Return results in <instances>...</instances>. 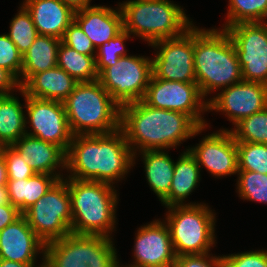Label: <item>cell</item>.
<instances>
[{"label":"cell","mask_w":267,"mask_h":267,"mask_svg":"<svg viewBox=\"0 0 267 267\" xmlns=\"http://www.w3.org/2000/svg\"><path fill=\"white\" fill-rule=\"evenodd\" d=\"M152 58L127 55L98 75V81L120 105L143 100L152 77Z\"/></svg>","instance_id":"30bf717a"},{"label":"cell","mask_w":267,"mask_h":267,"mask_svg":"<svg viewBox=\"0 0 267 267\" xmlns=\"http://www.w3.org/2000/svg\"><path fill=\"white\" fill-rule=\"evenodd\" d=\"M0 151L6 164L8 180L27 179L35 174V171L12 146H1Z\"/></svg>","instance_id":"e575fe53"},{"label":"cell","mask_w":267,"mask_h":267,"mask_svg":"<svg viewBox=\"0 0 267 267\" xmlns=\"http://www.w3.org/2000/svg\"><path fill=\"white\" fill-rule=\"evenodd\" d=\"M11 146L35 173L53 175L59 180L65 177L60 172L66 170V152L60 146L28 134L23 135Z\"/></svg>","instance_id":"d6986e66"},{"label":"cell","mask_w":267,"mask_h":267,"mask_svg":"<svg viewBox=\"0 0 267 267\" xmlns=\"http://www.w3.org/2000/svg\"><path fill=\"white\" fill-rule=\"evenodd\" d=\"M238 170L267 174V144L236 142Z\"/></svg>","instance_id":"d6a6232c"},{"label":"cell","mask_w":267,"mask_h":267,"mask_svg":"<svg viewBox=\"0 0 267 267\" xmlns=\"http://www.w3.org/2000/svg\"><path fill=\"white\" fill-rule=\"evenodd\" d=\"M225 30L237 53L242 79L267 85V22L238 23Z\"/></svg>","instance_id":"7c38bea8"},{"label":"cell","mask_w":267,"mask_h":267,"mask_svg":"<svg viewBox=\"0 0 267 267\" xmlns=\"http://www.w3.org/2000/svg\"><path fill=\"white\" fill-rule=\"evenodd\" d=\"M4 204H11L8 199L7 187H0V206Z\"/></svg>","instance_id":"f6af8a7d"},{"label":"cell","mask_w":267,"mask_h":267,"mask_svg":"<svg viewBox=\"0 0 267 267\" xmlns=\"http://www.w3.org/2000/svg\"><path fill=\"white\" fill-rule=\"evenodd\" d=\"M8 181L6 164L2 152L0 151V187L6 186Z\"/></svg>","instance_id":"ee69618b"},{"label":"cell","mask_w":267,"mask_h":267,"mask_svg":"<svg viewBox=\"0 0 267 267\" xmlns=\"http://www.w3.org/2000/svg\"><path fill=\"white\" fill-rule=\"evenodd\" d=\"M237 177L238 197L267 205V174L238 170Z\"/></svg>","instance_id":"1f68e13d"},{"label":"cell","mask_w":267,"mask_h":267,"mask_svg":"<svg viewBox=\"0 0 267 267\" xmlns=\"http://www.w3.org/2000/svg\"><path fill=\"white\" fill-rule=\"evenodd\" d=\"M22 215L45 244L72 233L68 178L58 180Z\"/></svg>","instance_id":"9c48e42d"},{"label":"cell","mask_w":267,"mask_h":267,"mask_svg":"<svg viewBox=\"0 0 267 267\" xmlns=\"http://www.w3.org/2000/svg\"><path fill=\"white\" fill-rule=\"evenodd\" d=\"M230 131L236 142L267 144V107L242 119Z\"/></svg>","instance_id":"f546056e"},{"label":"cell","mask_w":267,"mask_h":267,"mask_svg":"<svg viewBox=\"0 0 267 267\" xmlns=\"http://www.w3.org/2000/svg\"><path fill=\"white\" fill-rule=\"evenodd\" d=\"M58 180L57 177L45 173H35L22 180H8L6 187L9 202L23 214Z\"/></svg>","instance_id":"484cf974"},{"label":"cell","mask_w":267,"mask_h":267,"mask_svg":"<svg viewBox=\"0 0 267 267\" xmlns=\"http://www.w3.org/2000/svg\"><path fill=\"white\" fill-rule=\"evenodd\" d=\"M21 90L19 79L9 70L0 67V95L13 94Z\"/></svg>","instance_id":"ab89813d"},{"label":"cell","mask_w":267,"mask_h":267,"mask_svg":"<svg viewBox=\"0 0 267 267\" xmlns=\"http://www.w3.org/2000/svg\"><path fill=\"white\" fill-rule=\"evenodd\" d=\"M143 101L153 108L185 113L199 127L208 126L203 116L208 111V101L201 94L197 83L169 81L152 76Z\"/></svg>","instance_id":"8fae6325"},{"label":"cell","mask_w":267,"mask_h":267,"mask_svg":"<svg viewBox=\"0 0 267 267\" xmlns=\"http://www.w3.org/2000/svg\"><path fill=\"white\" fill-rule=\"evenodd\" d=\"M77 81L59 66L32 75L21 89L27 96L63 102L74 90Z\"/></svg>","instance_id":"7402d4cb"},{"label":"cell","mask_w":267,"mask_h":267,"mask_svg":"<svg viewBox=\"0 0 267 267\" xmlns=\"http://www.w3.org/2000/svg\"><path fill=\"white\" fill-rule=\"evenodd\" d=\"M71 199V232L113 238L119 195L115 186L98 181L68 178Z\"/></svg>","instance_id":"277c9868"},{"label":"cell","mask_w":267,"mask_h":267,"mask_svg":"<svg viewBox=\"0 0 267 267\" xmlns=\"http://www.w3.org/2000/svg\"><path fill=\"white\" fill-rule=\"evenodd\" d=\"M41 259V264L37 266L35 264H25L0 258V267H44V258Z\"/></svg>","instance_id":"7bdbcfd3"},{"label":"cell","mask_w":267,"mask_h":267,"mask_svg":"<svg viewBox=\"0 0 267 267\" xmlns=\"http://www.w3.org/2000/svg\"><path fill=\"white\" fill-rule=\"evenodd\" d=\"M14 95H0V146H11L26 134V104Z\"/></svg>","instance_id":"4316f807"},{"label":"cell","mask_w":267,"mask_h":267,"mask_svg":"<svg viewBox=\"0 0 267 267\" xmlns=\"http://www.w3.org/2000/svg\"><path fill=\"white\" fill-rule=\"evenodd\" d=\"M60 39L38 35L22 57L21 86L34 74L57 66Z\"/></svg>","instance_id":"d4e9b609"},{"label":"cell","mask_w":267,"mask_h":267,"mask_svg":"<svg viewBox=\"0 0 267 267\" xmlns=\"http://www.w3.org/2000/svg\"><path fill=\"white\" fill-rule=\"evenodd\" d=\"M225 267H267V250L221 255Z\"/></svg>","instance_id":"8d00e7d4"},{"label":"cell","mask_w":267,"mask_h":267,"mask_svg":"<svg viewBox=\"0 0 267 267\" xmlns=\"http://www.w3.org/2000/svg\"><path fill=\"white\" fill-rule=\"evenodd\" d=\"M22 4L31 14L38 35L62 40L74 21L75 12L60 0H24Z\"/></svg>","instance_id":"44dd1931"},{"label":"cell","mask_w":267,"mask_h":267,"mask_svg":"<svg viewBox=\"0 0 267 267\" xmlns=\"http://www.w3.org/2000/svg\"><path fill=\"white\" fill-rule=\"evenodd\" d=\"M131 35L123 29L109 42L101 45L96 52V69L98 75L107 67L114 66L120 57L127 56V50L124 43L128 41Z\"/></svg>","instance_id":"836d02e7"},{"label":"cell","mask_w":267,"mask_h":267,"mask_svg":"<svg viewBox=\"0 0 267 267\" xmlns=\"http://www.w3.org/2000/svg\"><path fill=\"white\" fill-rule=\"evenodd\" d=\"M194 73L205 99L243 80L237 53L225 29L194 25Z\"/></svg>","instance_id":"3957f363"},{"label":"cell","mask_w":267,"mask_h":267,"mask_svg":"<svg viewBox=\"0 0 267 267\" xmlns=\"http://www.w3.org/2000/svg\"><path fill=\"white\" fill-rule=\"evenodd\" d=\"M188 115L157 109L143 100L121 106L120 129L133 153L177 148L204 131Z\"/></svg>","instance_id":"7a4b0ae2"},{"label":"cell","mask_w":267,"mask_h":267,"mask_svg":"<svg viewBox=\"0 0 267 267\" xmlns=\"http://www.w3.org/2000/svg\"><path fill=\"white\" fill-rule=\"evenodd\" d=\"M173 267H225L222 256L212 253L182 255L176 257Z\"/></svg>","instance_id":"f35d334b"},{"label":"cell","mask_w":267,"mask_h":267,"mask_svg":"<svg viewBox=\"0 0 267 267\" xmlns=\"http://www.w3.org/2000/svg\"><path fill=\"white\" fill-rule=\"evenodd\" d=\"M222 29L238 23L267 22V0H229Z\"/></svg>","instance_id":"f1b7e54d"},{"label":"cell","mask_w":267,"mask_h":267,"mask_svg":"<svg viewBox=\"0 0 267 267\" xmlns=\"http://www.w3.org/2000/svg\"><path fill=\"white\" fill-rule=\"evenodd\" d=\"M113 238L69 235L45 244V267H117L120 262Z\"/></svg>","instance_id":"ba28073f"},{"label":"cell","mask_w":267,"mask_h":267,"mask_svg":"<svg viewBox=\"0 0 267 267\" xmlns=\"http://www.w3.org/2000/svg\"><path fill=\"white\" fill-rule=\"evenodd\" d=\"M134 238L133 263L124 267H173L176 254L168 225L155 219L138 228Z\"/></svg>","instance_id":"2e32d148"},{"label":"cell","mask_w":267,"mask_h":267,"mask_svg":"<svg viewBox=\"0 0 267 267\" xmlns=\"http://www.w3.org/2000/svg\"><path fill=\"white\" fill-rule=\"evenodd\" d=\"M201 170L196 159L186 149L180 154L174 166V174L169 194L161 201L164 207L176 205H195L185 199L198 187Z\"/></svg>","instance_id":"603a6c76"},{"label":"cell","mask_w":267,"mask_h":267,"mask_svg":"<svg viewBox=\"0 0 267 267\" xmlns=\"http://www.w3.org/2000/svg\"><path fill=\"white\" fill-rule=\"evenodd\" d=\"M115 9L93 5L75 12L74 20L98 49L123 30V17L119 5Z\"/></svg>","instance_id":"ffe728a7"},{"label":"cell","mask_w":267,"mask_h":267,"mask_svg":"<svg viewBox=\"0 0 267 267\" xmlns=\"http://www.w3.org/2000/svg\"><path fill=\"white\" fill-rule=\"evenodd\" d=\"M21 216L22 213L12 204H4L0 206V231L7 225L15 222Z\"/></svg>","instance_id":"60d3db41"},{"label":"cell","mask_w":267,"mask_h":267,"mask_svg":"<svg viewBox=\"0 0 267 267\" xmlns=\"http://www.w3.org/2000/svg\"><path fill=\"white\" fill-rule=\"evenodd\" d=\"M206 100L208 112H222L235 126L242 119L267 107V85L242 80Z\"/></svg>","instance_id":"9a60e30c"},{"label":"cell","mask_w":267,"mask_h":267,"mask_svg":"<svg viewBox=\"0 0 267 267\" xmlns=\"http://www.w3.org/2000/svg\"><path fill=\"white\" fill-rule=\"evenodd\" d=\"M95 57L80 54L61 41L58 48L57 66L77 82H93L98 80Z\"/></svg>","instance_id":"83f0119b"},{"label":"cell","mask_w":267,"mask_h":267,"mask_svg":"<svg viewBox=\"0 0 267 267\" xmlns=\"http://www.w3.org/2000/svg\"><path fill=\"white\" fill-rule=\"evenodd\" d=\"M202 167L214 178L235 175L238 172V150L236 141L229 129L203 136L196 146L187 149Z\"/></svg>","instance_id":"e0dca14e"},{"label":"cell","mask_w":267,"mask_h":267,"mask_svg":"<svg viewBox=\"0 0 267 267\" xmlns=\"http://www.w3.org/2000/svg\"><path fill=\"white\" fill-rule=\"evenodd\" d=\"M63 105L73 136L108 134L120 129L121 106L98 80L78 82Z\"/></svg>","instance_id":"5b68a950"},{"label":"cell","mask_w":267,"mask_h":267,"mask_svg":"<svg viewBox=\"0 0 267 267\" xmlns=\"http://www.w3.org/2000/svg\"><path fill=\"white\" fill-rule=\"evenodd\" d=\"M22 54L5 33L0 34V67L11 71L20 81L22 72Z\"/></svg>","instance_id":"d590c367"},{"label":"cell","mask_w":267,"mask_h":267,"mask_svg":"<svg viewBox=\"0 0 267 267\" xmlns=\"http://www.w3.org/2000/svg\"><path fill=\"white\" fill-rule=\"evenodd\" d=\"M62 42L80 54L96 56L97 49L75 20L66 29Z\"/></svg>","instance_id":"74e56055"},{"label":"cell","mask_w":267,"mask_h":267,"mask_svg":"<svg viewBox=\"0 0 267 267\" xmlns=\"http://www.w3.org/2000/svg\"><path fill=\"white\" fill-rule=\"evenodd\" d=\"M206 203L167 207L169 227L177 257L209 253L216 246V213Z\"/></svg>","instance_id":"52a82bcc"},{"label":"cell","mask_w":267,"mask_h":267,"mask_svg":"<svg viewBox=\"0 0 267 267\" xmlns=\"http://www.w3.org/2000/svg\"><path fill=\"white\" fill-rule=\"evenodd\" d=\"M60 1H62L69 8H71L74 12L92 6L90 4L91 0H60Z\"/></svg>","instance_id":"b9f144b4"},{"label":"cell","mask_w":267,"mask_h":267,"mask_svg":"<svg viewBox=\"0 0 267 267\" xmlns=\"http://www.w3.org/2000/svg\"><path fill=\"white\" fill-rule=\"evenodd\" d=\"M123 29L152 43L183 35L194 24L184 8L171 0H127L118 3Z\"/></svg>","instance_id":"8992f818"},{"label":"cell","mask_w":267,"mask_h":267,"mask_svg":"<svg viewBox=\"0 0 267 267\" xmlns=\"http://www.w3.org/2000/svg\"><path fill=\"white\" fill-rule=\"evenodd\" d=\"M19 7L18 13L10 22V30L7 35L23 56L33 44L38 33L29 11L22 3Z\"/></svg>","instance_id":"4dcf8cb0"},{"label":"cell","mask_w":267,"mask_h":267,"mask_svg":"<svg viewBox=\"0 0 267 267\" xmlns=\"http://www.w3.org/2000/svg\"><path fill=\"white\" fill-rule=\"evenodd\" d=\"M150 46L156 52L152 58V76L154 78L196 83L194 25L179 37L159 40Z\"/></svg>","instance_id":"4fadbf2b"},{"label":"cell","mask_w":267,"mask_h":267,"mask_svg":"<svg viewBox=\"0 0 267 267\" xmlns=\"http://www.w3.org/2000/svg\"><path fill=\"white\" fill-rule=\"evenodd\" d=\"M117 267H124V264L123 265L119 264Z\"/></svg>","instance_id":"bcb514c9"},{"label":"cell","mask_w":267,"mask_h":267,"mask_svg":"<svg viewBox=\"0 0 267 267\" xmlns=\"http://www.w3.org/2000/svg\"><path fill=\"white\" fill-rule=\"evenodd\" d=\"M45 254V243L36 235L22 215L0 231V258L36 264L37 255Z\"/></svg>","instance_id":"ac0fdd59"},{"label":"cell","mask_w":267,"mask_h":267,"mask_svg":"<svg viewBox=\"0 0 267 267\" xmlns=\"http://www.w3.org/2000/svg\"><path fill=\"white\" fill-rule=\"evenodd\" d=\"M138 155H142L148 185L161 202L169 194L175 161L166 150L140 151L134 154V165Z\"/></svg>","instance_id":"cb8c5ba5"},{"label":"cell","mask_w":267,"mask_h":267,"mask_svg":"<svg viewBox=\"0 0 267 267\" xmlns=\"http://www.w3.org/2000/svg\"><path fill=\"white\" fill-rule=\"evenodd\" d=\"M134 167V153L121 129L108 134L75 135L66 152L65 178L111 184Z\"/></svg>","instance_id":"6da1fadb"},{"label":"cell","mask_w":267,"mask_h":267,"mask_svg":"<svg viewBox=\"0 0 267 267\" xmlns=\"http://www.w3.org/2000/svg\"><path fill=\"white\" fill-rule=\"evenodd\" d=\"M19 92L26 104V125L30 126H26V134L56 144L67 152L73 135L63 102L27 96L22 89Z\"/></svg>","instance_id":"5bb4252c"}]
</instances>
